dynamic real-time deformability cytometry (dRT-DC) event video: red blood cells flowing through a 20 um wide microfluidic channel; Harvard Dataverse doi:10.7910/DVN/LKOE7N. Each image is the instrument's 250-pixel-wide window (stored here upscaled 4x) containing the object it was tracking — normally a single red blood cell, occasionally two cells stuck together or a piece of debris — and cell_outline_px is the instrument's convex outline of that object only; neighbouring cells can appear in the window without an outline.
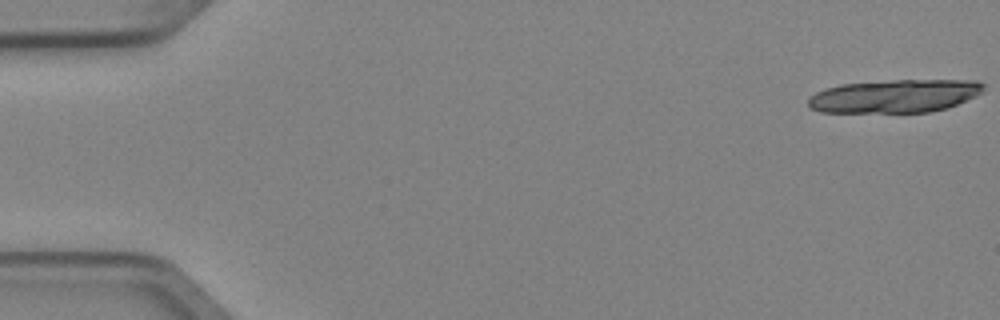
{"species": "Egyptian fruit bat (a non-hibernating species)", "species_latin": "Rousettus aegyptiacus", "temperature_condition": "cold", "stored_images_in_passage": 6, "camera_frame_rate_fps": 3000, "um_per_image_px": 0.085, "animal": {"sex": "female"}, "frame": {"image": 1, "passage_image": 1, "time_ms": 0.0, "image_size_px": [1000, 320], "cell_outline_px": [[984, 88], [976, 96], [948, 108], [932, 112], [820, 112], [808, 108], [808, 96], [824, 88], [840, 84], [896, 80], [976, 80], [984, 84]], "centroid_in_image_um": [76.02, 8.17], "position_along_channel_um": 9.0, "area_um2": 34.1}}
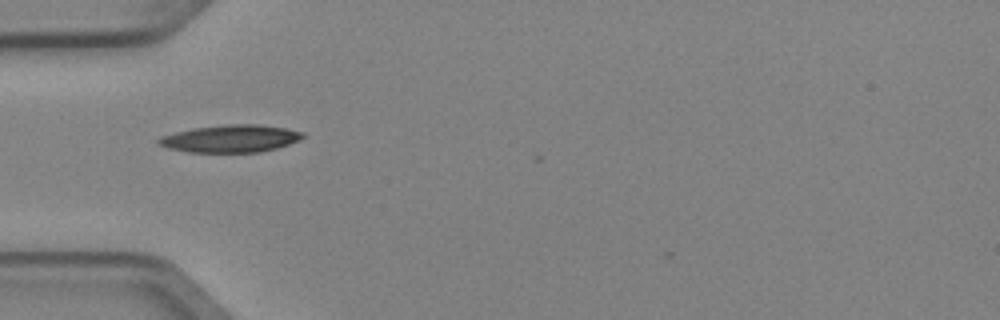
{"frame": {"image": 2, "passage_image": 5, "time_ms": 1.333, "image_size_px": [1000, 320], "cell_outline_px": [[304, 136], [300, 140], [276, 148], [260, 152], [188, 152], [168, 148], [156, 144], [156, 140], [160, 136], [192, 128], [228, 124], [260, 124], [284, 128], [304, 132]], "centroid_in_image_um": [19.57, 11.78], "position_along_channel_um": 65.4, "area_um2": 23.12}}